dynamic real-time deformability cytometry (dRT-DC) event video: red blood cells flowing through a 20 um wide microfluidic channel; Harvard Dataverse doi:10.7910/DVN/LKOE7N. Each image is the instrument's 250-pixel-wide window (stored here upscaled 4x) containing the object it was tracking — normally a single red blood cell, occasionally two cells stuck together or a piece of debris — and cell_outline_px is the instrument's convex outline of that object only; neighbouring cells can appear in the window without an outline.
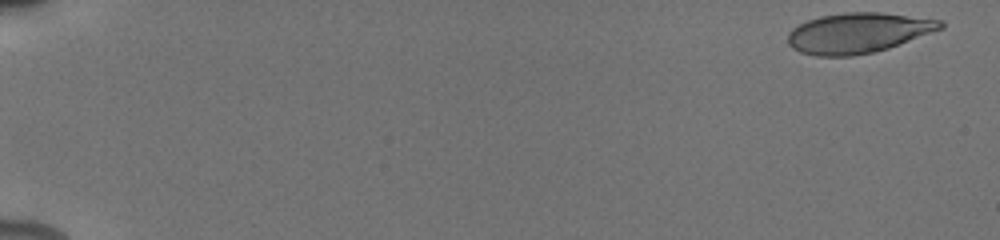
{"species": "human", "species_latin": "Homo sapiens", "temperature_condition": "cold", "stored_images_in_passage": 12, "camera_frame_rate_fps": 3000, "um_per_image_px": 0.085, "donor": {"sex": "male"}, "frame": {"image": 1, "passage_image": 1, "time_ms": 0.0, "image_size_px": [1000, 240], "cell_outline_px": [[944, 28], [888, 48], [872, 52], [852, 56], [816, 56], [800, 52], [792, 48], [788, 44], [788, 32], [792, 28], [808, 20], [820, 16], [844, 12], [880, 12], [944, 20]], "centroid_in_image_um": [72.94, 2.79], "position_along_channel_um": 12.1, "area_um2": 35.84}}
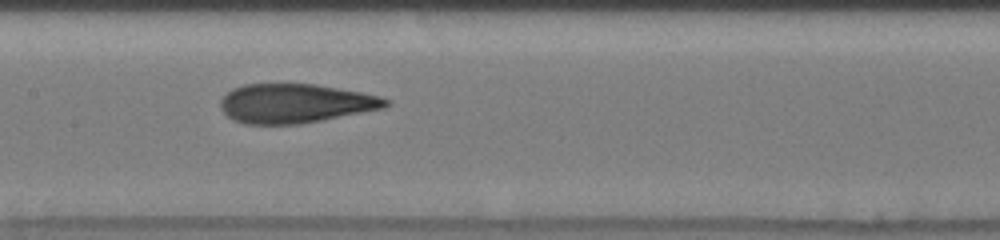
{"frame": {"image": 2, "passage_image": 10, "time_ms": 9.0, "image_size_px": [1000, 240], "cell_outline_px": [[392, 104], [384, 108], [300, 124], [244, 124], [232, 120], [220, 108], [220, 100], [232, 88], [244, 84], [316, 84], [360, 92], [380, 96], [392, 100]], "centroid_in_image_um": [25.1, 8.79], "position_along_channel_um": 182.3, "area_um2": 37.8}}
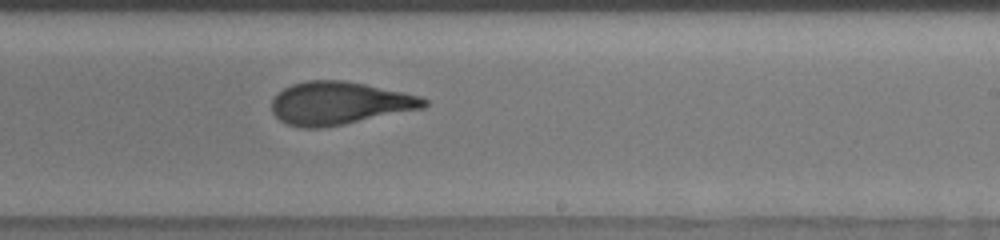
{"frame": {"image": 3, "passage_image": 12, "time_ms": 11.0, "image_size_px": [1000, 240], "cell_outline_px": [[428, 104], [424, 108], [344, 124], [320, 128], [304, 128], [288, 124], [280, 120], [272, 112], [272, 100], [284, 88], [292, 84], [308, 80], [344, 80], [404, 92], [420, 96], [428, 100]], "centroid_in_image_um": [28.86, 8.77], "position_along_channel_um": 260.1, "area_um2": 37.86}}